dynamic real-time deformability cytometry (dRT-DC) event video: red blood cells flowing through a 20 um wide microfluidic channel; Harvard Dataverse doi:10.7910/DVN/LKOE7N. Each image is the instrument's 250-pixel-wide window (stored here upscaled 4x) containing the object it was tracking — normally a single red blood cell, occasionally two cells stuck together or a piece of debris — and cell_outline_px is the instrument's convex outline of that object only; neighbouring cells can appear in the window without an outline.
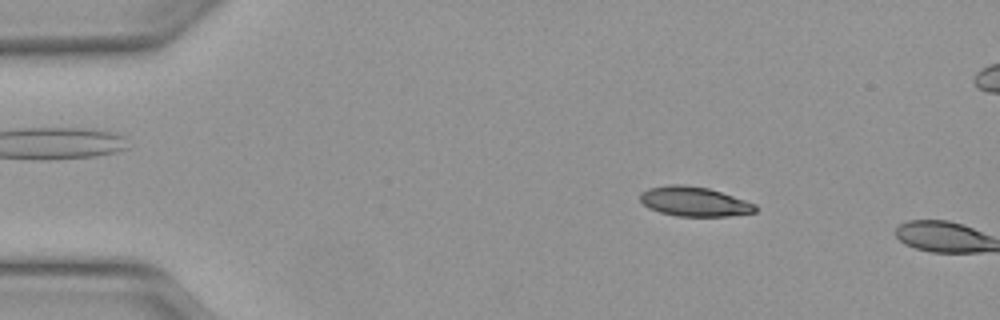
{"species": "Egyptian fruit bat (a non-hibernating species)", "species_latin": "Rousettus aegyptiacus", "temperature_condition": "warm", "stored_images_in_passage": 8, "camera_frame_rate_fps": 3000, "um_per_image_px": 0.085, "animal": {"sex": "female"}, "frame": {"image": 1, "passage_image": 7, "time_ms": 2.0, "image_size_px": [1000, 320], "cell_outline_px": [[756, 212], [728, 216], [676, 216], [660, 212], [648, 208], [640, 200], [640, 192], [648, 188], [668, 184], [684, 184], [708, 188], [756, 204]], "centroid_in_image_um": [58.97, 17.12], "position_along_channel_um": 26.0, "area_um2": 19.83}}